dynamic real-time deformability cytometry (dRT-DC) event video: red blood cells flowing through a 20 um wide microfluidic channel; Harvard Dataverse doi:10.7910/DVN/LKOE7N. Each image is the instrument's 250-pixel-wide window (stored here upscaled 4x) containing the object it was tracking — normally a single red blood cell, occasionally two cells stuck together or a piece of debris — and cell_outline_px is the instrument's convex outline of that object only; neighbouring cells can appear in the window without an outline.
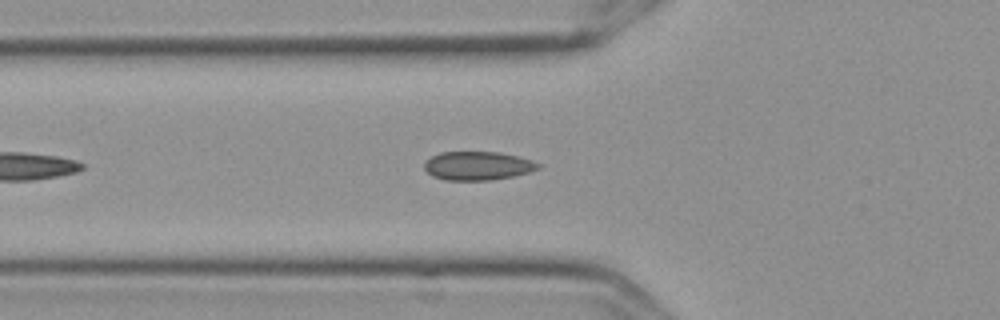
{"species": "Egyptian fruit bat (a non-hibernating species)", "species_latin": "Rousettus aegyptiacus", "temperature_condition": "cold", "stored_images_in_passage": 30, "camera_frame_rate_fps": 3000, "um_per_image_px": 0.085, "frame": {"image": 1, "passage_image": 9, "time_ms": 2.667, "image_size_px": [1000, 320], "cell_outline_px": [[540, 168], [528, 172], [512, 176], [492, 180], [444, 180], [432, 176], [424, 168], [424, 164], [432, 156], [440, 152], [496, 152], [516, 156], [532, 160], [540, 164]], "centroid_in_image_um": [40.59, 14.1], "position_along_channel_um": 85.2, "area_um2": 18.84}}
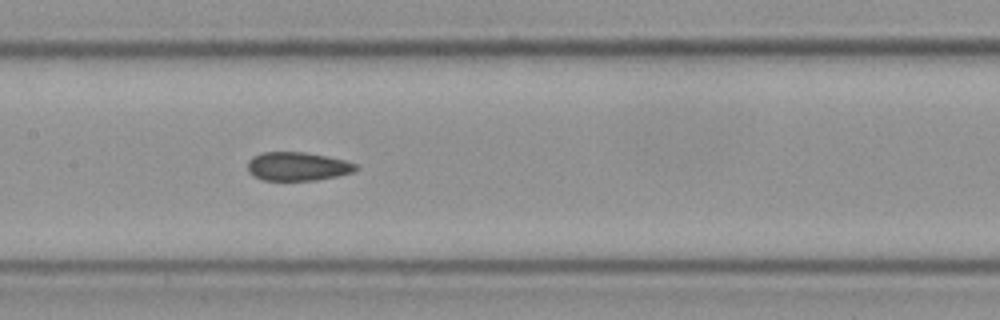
{"frame": {"image": 2, "passage_image": 17, "time_ms": 5.333, "image_size_px": [1000, 320], "cell_outline_px": [[360, 168], [352, 172], [336, 176], [316, 180], [264, 180], [252, 176], [248, 172], [248, 160], [252, 156], [264, 152], [304, 152], [344, 160], [356, 164]], "centroid_in_image_um": [25.26, 14.14], "position_along_channel_um": 182.1, "area_um2": 17.98}}
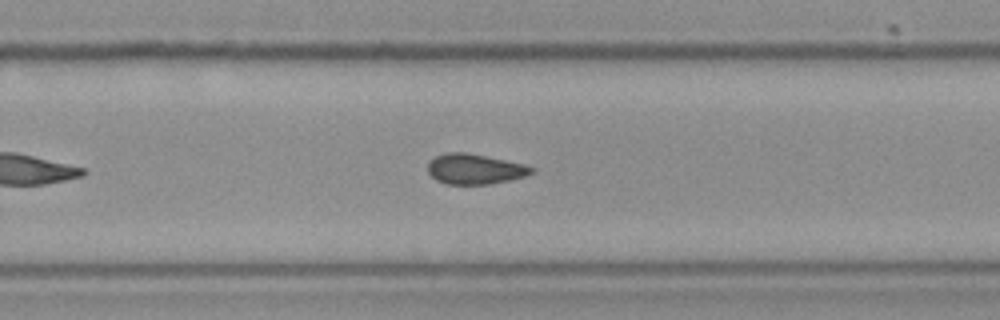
{"frame": {"image": 3, "passage_image": 26, "time_ms": 8.333, "image_size_px": [1000, 320], "cell_outline_px": [[536, 172], [524, 176], [508, 180], [488, 184], [444, 184], [436, 180], [428, 172], [428, 160], [436, 156], [448, 152], [464, 152], [524, 164], [536, 168]], "centroid_in_image_um": [40.34, 14.37], "position_along_channel_um": 289.5, "area_um2": 18.21}}